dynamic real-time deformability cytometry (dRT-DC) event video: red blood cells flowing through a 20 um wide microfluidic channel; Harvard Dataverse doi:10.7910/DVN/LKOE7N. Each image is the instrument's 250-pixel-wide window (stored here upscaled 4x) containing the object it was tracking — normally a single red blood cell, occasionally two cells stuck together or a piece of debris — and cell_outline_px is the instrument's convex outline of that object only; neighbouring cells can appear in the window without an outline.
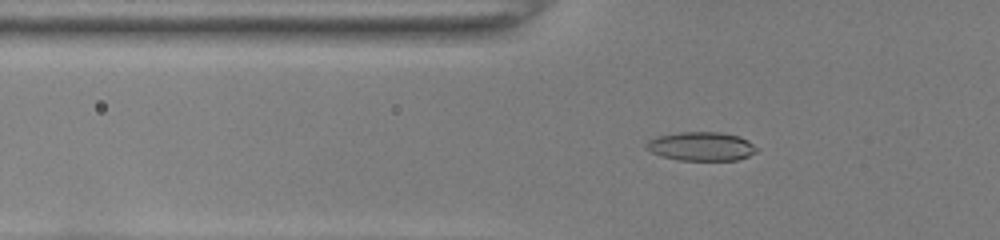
{"species": "common noctule bat (a hibernating species)", "species_latin": "Nyctalus noctula", "temperature_condition": "room temperature", "stored_images_in_passage": 42, "segment_of_instrument_passage": [1, 2], "camera_frame_rate_fps": 3000, "um_per_image_px": 0.085, "animal": {"sex": "female", "body_mass_g": 22.0, "forearm_length_mm": 56.7}, "frame": {"image": 1, "passage_image": 8, "time_ms": 2.333, "image_size_px": [1000, 240], "cell_outline_px": [[756, 152], [748, 156], [736, 160], [680, 160], [660, 156], [652, 152], [644, 144], [648, 140], [656, 136], [680, 132], [720, 132], [740, 136], [748, 140], [756, 148]], "centroid_in_image_um": [59.59, 12.43], "position_along_channel_um": 66.2, "area_um2": 18.5}}
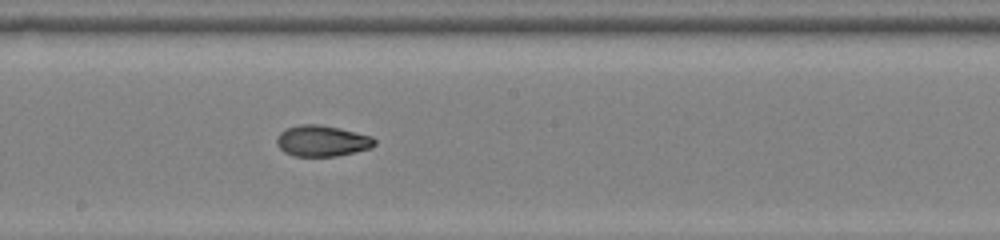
{"frame": {"image": 2, "passage_image": 20, "time_ms": 6.333, "image_size_px": [1000, 240], "cell_outline_px": [[376, 144], [372, 148], [336, 156], [292, 156], [284, 152], [276, 144], [276, 140], [280, 132], [288, 128], [300, 124], [320, 124], [340, 128], [372, 136], [376, 140]], "centroid_in_image_um": [27.39, 11.98], "position_along_channel_um": 220.8, "area_um2": 17.8}}
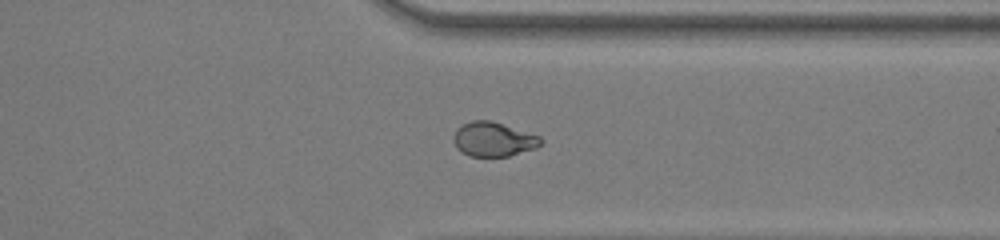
{"frame": {"image": 3, "passage_image": 31, "time_ms": 10.0, "image_size_px": [1000, 240], "cell_outline_px": [[544, 140], [536, 148], [508, 156], [468, 156], [456, 148], [452, 140], [452, 136], [464, 124], [472, 120], [488, 120], [540, 136]], "centroid_in_image_um": [41.93, 11.86], "position_along_channel_um": 369.5, "area_um2": 17.22}}